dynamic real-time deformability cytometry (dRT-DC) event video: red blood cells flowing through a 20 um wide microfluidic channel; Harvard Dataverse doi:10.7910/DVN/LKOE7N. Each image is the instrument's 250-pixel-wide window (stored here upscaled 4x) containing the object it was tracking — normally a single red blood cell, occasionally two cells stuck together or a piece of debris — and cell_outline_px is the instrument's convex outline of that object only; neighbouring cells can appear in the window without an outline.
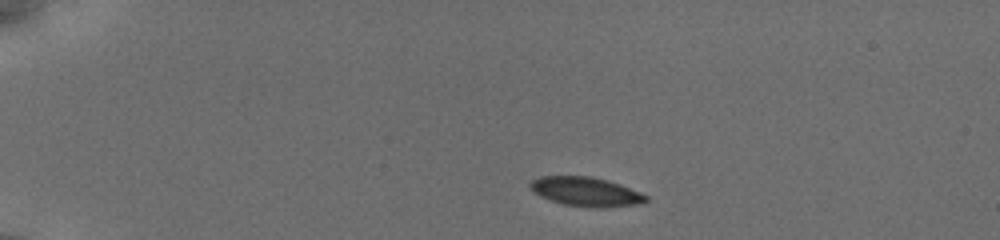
{"species": "common noctule bat (a hibernating species)", "species_latin": "Nyctalus noctula", "temperature_condition": "cold", "stored_images_in_passage": 44, "camera_frame_rate_fps": 3000, "um_per_image_px": 0.085, "animal": {"sex": "female", "body_mass_g": 19.5, "forearm_length_mm": 54.1}, "frame": {"image": 1, "passage_image": 1, "time_ms": 0.0, "image_size_px": [1000, 240], "cell_outline_px": [[648, 200], [636, 204], [600, 208], [596, 208], [564, 204], [540, 196], [528, 184], [532, 180], [540, 176], [588, 176], [608, 180], [620, 184], [640, 192], [648, 196]], "centroid_in_image_um": [49.82, 16.28], "position_along_channel_um": 35.2, "area_um2": 19.42}}
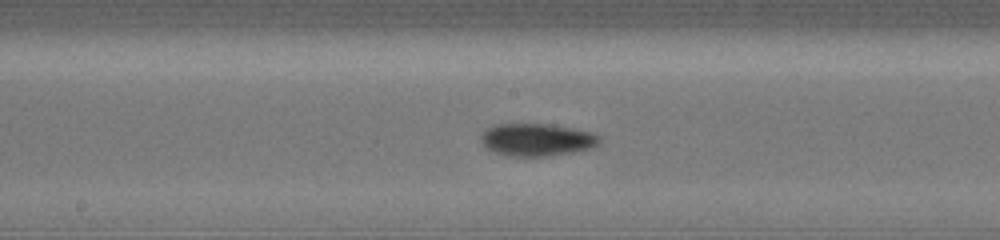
{"frame": {"image": 2, "passage_image": 20, "time_ms": 6.333, "image_size_px": [1000, 240], "cell_outline_px": [[600, 144], [588, 148], [572, 152], [552, 156], [508, 156], [496, 152], [488, 148], [480, 140], [480, 136], [488, 128], [496, 124], [548, 124], [572, 128], [592, 132], [600, 136]], "centroid_in_image_um": [45.65, 11.87], "position_along_channel_um": 202.6, "area_um2": 22.31}}
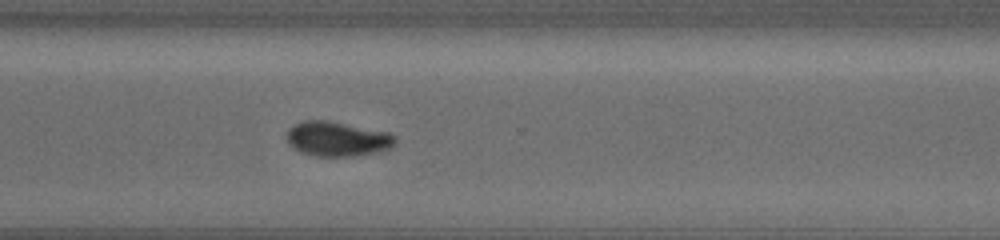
{"frame": {"image": 3, "passage_image": 31, "time_ms": 10.0, "image_size_px": [1000, 240], "cell_outline_px": [[396, 140], [388, 148], [372, 152], [352, 156], [316, 156], [300, 152], [288, 144], [288, 128], [304, 120], [328, 120], [384, 132], [392, 136]], "centroid_in_image_um": [28.57, 11.8], "position_along_channel_um": 342.0, "area_um2": 21.27}, "authors_computed_cell_mechanics": {"area_um2": 21.0681, "velocity_mm_per_s": 3.8165, "shape_relaxation_time_tau1_ms": 6.8982, "shape_relaxation_time_tau2_ms": null, "deformation_change_tau1": 0.1551, "deformation_change_tau2": null}}